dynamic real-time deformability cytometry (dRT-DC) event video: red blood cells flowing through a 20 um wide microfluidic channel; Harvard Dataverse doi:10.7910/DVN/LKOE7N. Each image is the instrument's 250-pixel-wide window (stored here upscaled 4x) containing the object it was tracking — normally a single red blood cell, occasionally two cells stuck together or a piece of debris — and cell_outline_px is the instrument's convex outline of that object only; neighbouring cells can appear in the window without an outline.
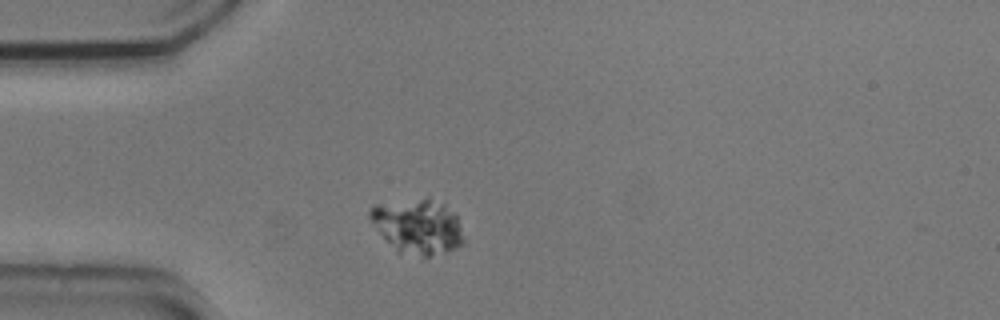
{"species": "common noctule bat (a hibernating species)", "species_latin": "Nyctalus noctula", "temperature_condition": "cold", "stored_images_in_passage": 1, "camera_frame_rate_fps": 3000, "um_per_image_px": 0.085, "animal": {"sex": "male", "body_mass_g": 20.5, "forearm_length_mm": 52.5}, "frame": {"image": 1, "passage_image": 1, "time_ms": 0.0, "image_size_px": [1000, 320], "cell_outline_px": [[464, 240], [456, 248], [448, 252], [420, 260], [396, 252], [368, 220], [368, 212], [376, 204], [428, 196], [444, 204], [456, 216]], "centroid_in_image_um": [35.46, 19.28], "position_along_channel_um": 49.5, "area_um2": 30.81}}